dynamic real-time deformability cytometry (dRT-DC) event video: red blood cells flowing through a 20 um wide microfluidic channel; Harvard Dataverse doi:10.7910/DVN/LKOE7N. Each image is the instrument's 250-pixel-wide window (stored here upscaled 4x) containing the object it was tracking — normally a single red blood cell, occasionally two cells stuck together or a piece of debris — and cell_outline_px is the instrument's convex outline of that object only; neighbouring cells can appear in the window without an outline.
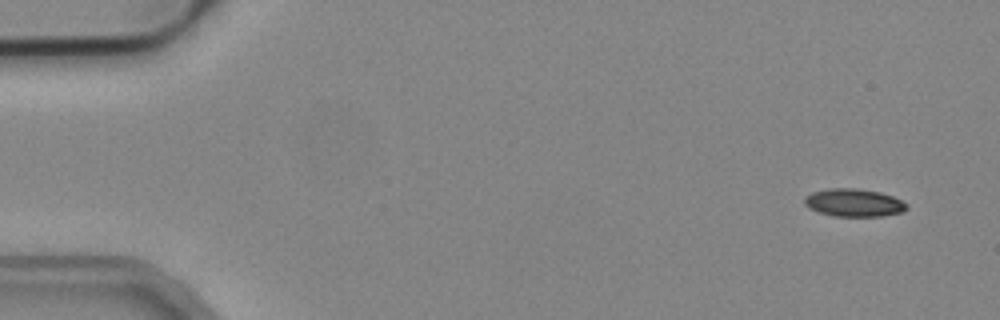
{"species": "common noctule bat (a hibernating species)", "species_latin": "Nyctalus noctula", "temperature_condition": "cold", "stored_images_in_passage": 50, "camera_frame_rate_fps": 3000, "um_per_image_px": 0.085, "animal": {"sex": "male", "body_mass_g": 19.2, "forearm_length_mm": 51.8}, "frame": {"image": 1, "passage_image": 1, "time_ms": 0.0, "image_size_px": [1000, 320], "cell_outline_px": [[908, 208], [900, 212], [884, 216], [832, 216], [808, 208], [804, 204], [804, 196], [812, 192], [828, 188], [856, 188], [880, 192], [892, 196], [908, 204]], "centroid_in_image_um": [72.55, 17.22], "position_along_channel_um": 12.5, "area_um2": 16.65}}
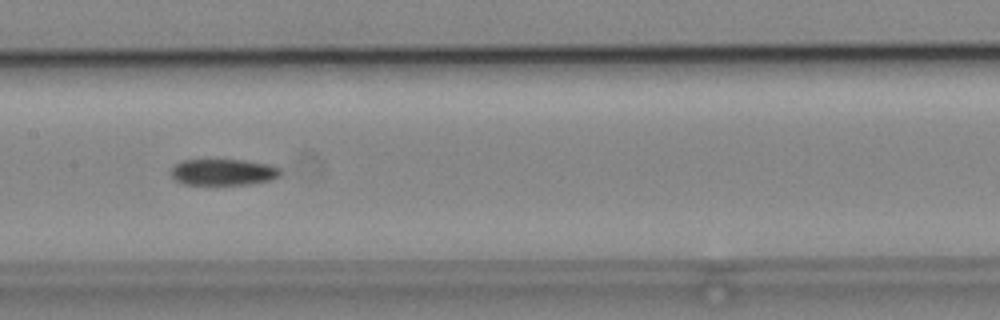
{"frame": {"image": 2, "passage_image": 24, "time_ms": 7.667, "image_size_px": [1000, 320], "cell_outline_px": [[280, 176], [268, 180], [248, 184], [184, 184], [176, 180], [172, 176], [172, 164], [180, 160], [244, 160], [268, 164], [280, 168]], "centroid_in_image_um": [18.94, 14.62], "position_along_channel_um": 188.5, "area_um2": 16.65}}
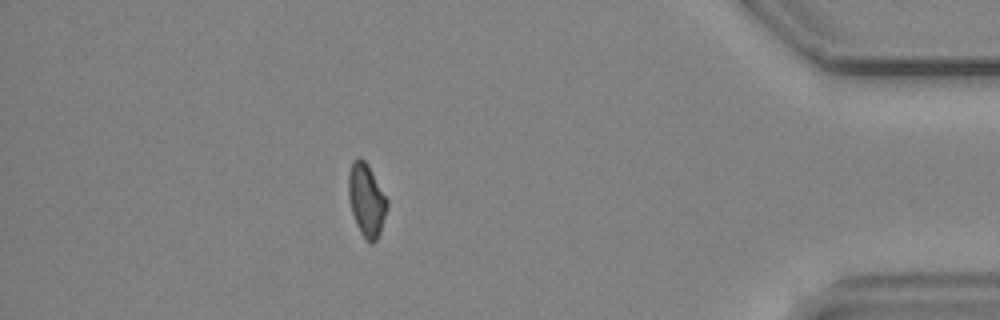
{"frame": {"image": 3, "passage_image": 44, "time_ms": 14.333, "image_size_px": [1000, 320], "cell_outline_px": [[388, 204], [380, 232], [376, 240], [372, 244], [360, 232], [356, 224], [352, 212], [348, 196], [348, 172], [352, 160], [360, 156], [368, 164], [388, 200]], "centroid_in_image_um": [31.13, 16.95], "position_along_channel_um": 404.1, "area_um2": 16.36}}